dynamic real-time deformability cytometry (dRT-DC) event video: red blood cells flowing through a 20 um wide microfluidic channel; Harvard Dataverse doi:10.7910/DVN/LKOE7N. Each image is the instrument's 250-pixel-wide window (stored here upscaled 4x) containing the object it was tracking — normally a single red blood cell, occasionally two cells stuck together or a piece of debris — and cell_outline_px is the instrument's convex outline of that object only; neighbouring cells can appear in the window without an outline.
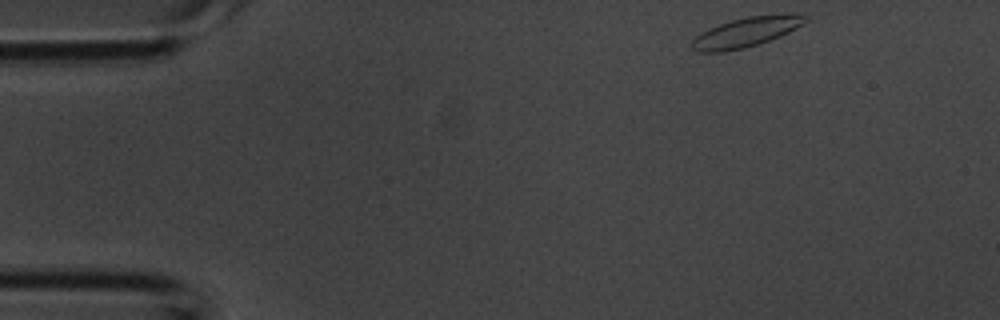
{"species": "common noctule bat (a hibernating species)", "species_latin": "Nyctalus noctula", "temperature_condition": "room temperature", "stored_images_in_passage": 3, "camera_frame_rate_fps": 3000, "um_per_image_px": 0.085, "animal": {"sex": "male", "body_mass_g": 20.1, "forearm_length_mm": 53.5}, "frame": {"image": 1, "passage_image": 1, "time_ms": 0.0, "image_size_px": [1000, 320], "cell_outline_px": [[812, 20], [780, 36], [744, 48], [724, 52], [700, 52], [692, 48], [692, 40], [696, 36], [720, 24], [732, 20], [748, 16], [784, 12], [792, 12], [804, 16]], "centroid_in_image_um": [63.51, 2.7], "position_along_channel_um": 21.5, "area_um2": 19.65}}